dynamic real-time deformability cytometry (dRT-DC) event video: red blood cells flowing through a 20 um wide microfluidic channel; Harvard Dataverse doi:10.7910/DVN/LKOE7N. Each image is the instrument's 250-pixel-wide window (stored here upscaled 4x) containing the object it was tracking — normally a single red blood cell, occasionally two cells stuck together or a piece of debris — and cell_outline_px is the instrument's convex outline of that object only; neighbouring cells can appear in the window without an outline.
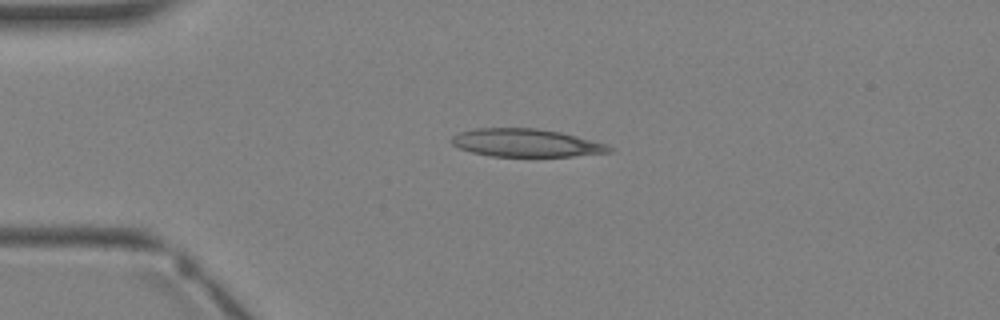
{"species": "Egyptian fruit bat (a non-hibernating species)", "species_latin": "Rousettus aegyptiacus", "temperature_condition": "warm", "stored_images_in_passage": 1, "camera_frame_rate_fps": 3000, "um_per_image_px": 0.085, "animal": {"sex": "female"}, "frame": {"image": 1, "passage_image": 1, "time_ms": 0.0, "image_size_px": [1000, 320], "cell_outline_px": [[616, 148], [612, 152], [572, 156], [492, 156], [472, 152], [460, 148], [452, 144], [452, 136], [460, 132], [472, 128], [536, 128], [560, 132], [608, 144]], "centroid_in_image_um": [44.75, 12.14], "position_along_channel_um": 40.2, "area_um2": 25.66}}